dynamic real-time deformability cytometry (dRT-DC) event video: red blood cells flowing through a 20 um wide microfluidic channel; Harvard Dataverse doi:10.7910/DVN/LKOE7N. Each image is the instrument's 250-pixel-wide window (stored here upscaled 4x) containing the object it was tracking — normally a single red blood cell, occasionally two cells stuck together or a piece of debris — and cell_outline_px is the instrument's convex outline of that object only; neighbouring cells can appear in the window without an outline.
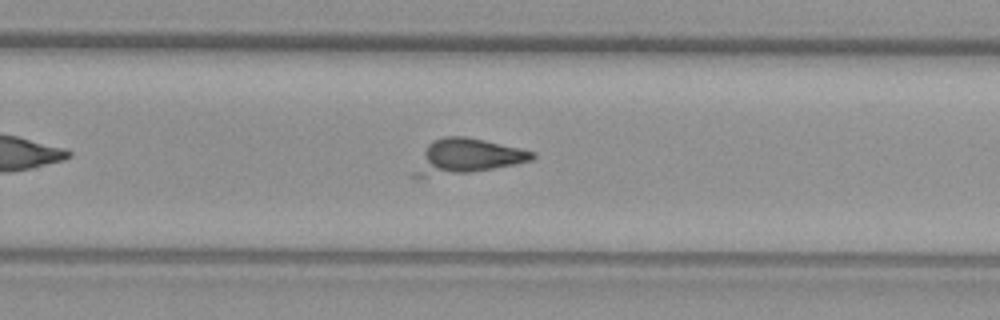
{"species": "common noctule bat (a hibernating species)", "species_latin": "Nyctalus noctula", "temperature_condition": "warm", "stored_images_in_passage": 44, "camera_frame_rate_fps": 3000, "um_per_image_px": 0.085, "animal": {"sex": "female", "body_mass_g": 29.2, "forearm_length_mm": 56.3}, "frame": {"image": 1, "passage_image": 26, "time_ms": 8.333, "image_size_px": [1000, 320], "cell_outline_px": [[536, 156], [532, 160], [516, 164], [472, 172], [416, 180], [412, 176], [412, 172], [428, 144], [432, 140], [444, 136], [464, 136], [484, 140], [536, 152]], "centroid_in_image_um": [39.62, 13.33], "position_along_channel_um": 290.2, "area_um2": 24.28}}
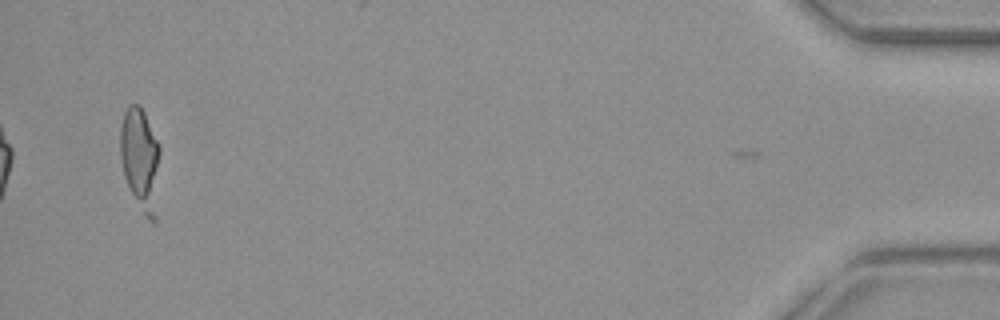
{"frame": {"image": 2, "passage_image": 44, "time_ms": 14.333, "image_size_px": [1000, 320], "cell_outline_px": [[160, 152], [156, 224], [148, 220], [144, 216], [128, 188], [124, 176], [120, 156], [120, 128], [124, 112], [128, 104], [140, 104], [160, 144]], "centroid_in_image_um": [11.94, 13.56], "position_along_channel_um": 423.3, "area_um2": 24.45}}